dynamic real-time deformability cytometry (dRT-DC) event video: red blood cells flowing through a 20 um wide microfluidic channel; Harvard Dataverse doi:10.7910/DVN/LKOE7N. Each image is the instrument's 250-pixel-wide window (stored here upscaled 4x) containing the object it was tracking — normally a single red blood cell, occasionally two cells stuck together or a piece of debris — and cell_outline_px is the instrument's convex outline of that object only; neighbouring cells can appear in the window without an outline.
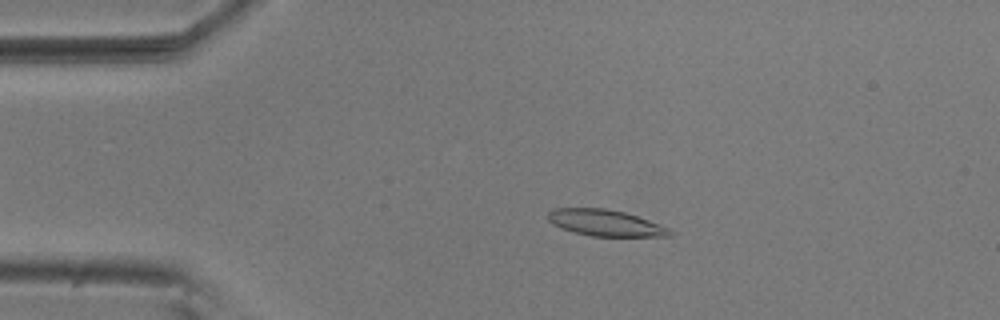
{"species": "common noctule bat (a hibernating species)", "species_latin": "Nyctalus noctula", "temperature_condition": "room temperature", "stored_images_in_passage": 5, "camera_frame_rate_fps": 3000, "um_per_image_px": 0.085, "animal": {"sex": "male", "body_mass_g": 20.5, "forearm_length_mm": 52.5}, "frame": {"image": 1, "passage_image": 3, "time_ms": 0.667, "image_size_px": [1000, 320], "cell_outline_px": [[672, 236], [592, 236], [576, 232], [552, 224], [548, 220], [548, 212], [552, 208], [604, 208], [624, 212], [672, 228]], "centroid_in_image_um": [51.48, 18.94], "position_along_channel_um": 33.5, "area_um2": 18.55}}